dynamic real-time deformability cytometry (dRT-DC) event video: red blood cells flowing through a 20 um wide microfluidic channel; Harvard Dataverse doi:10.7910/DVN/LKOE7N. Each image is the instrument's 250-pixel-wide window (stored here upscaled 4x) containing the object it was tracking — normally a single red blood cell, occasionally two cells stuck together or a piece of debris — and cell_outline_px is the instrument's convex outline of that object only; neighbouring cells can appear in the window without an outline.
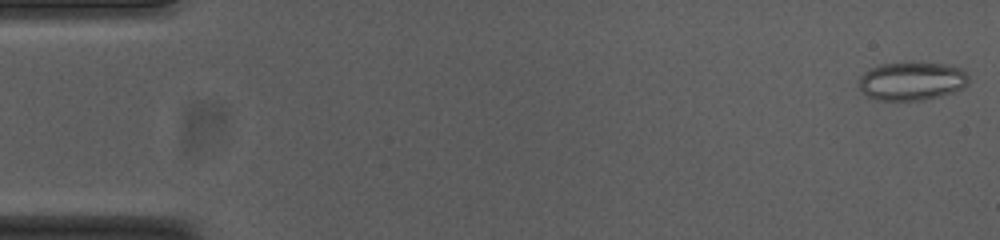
{"species": "common noctule bat (a hibernating species)", "species_latin": "Nyctalus noctula", "temperature_condition": "cold", "stored_images_in_passage": 54, "camera_frame_rate_fps": 3000, "um_per_image_px": 0.085, "animal": {"sex": "female", "body_mass_g": 23.0, "forearm_length_mm": 53.4}, "frame": {"image": 1, "passage_image": 1, "time_ms": 0.0, "image_size_px": [1000, 240], "cell_outline_px": [[968, 84], [964, 88], [952, 92], [924, 100], [876, 100], [860, 92], [860, 76], [868, 68], [880, 64], [912, 60], [944, 64], [960, 68], [968, 76]], "centroid_in_image_um": [77.47, 6.86], "position_along_channel_um": 7.5, "area_um2": 25.14}}
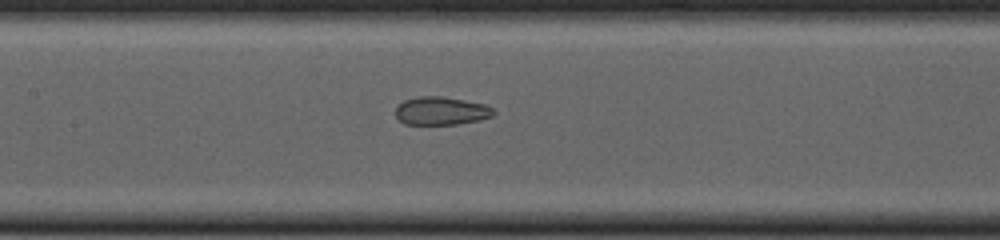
{"frame": {"image": 2, "passage_image": 25, "time_ms": 8.0, "image_size_px": [1000, 240], "cell_outline_px": [[496, 112], [492, 116], [480, 120], [456, 124], [404, 124], [396, 116], [396, 108], [404, 100], [420, 96], [444, 96], [484, 104], [492, 108]], "centroid_in_image_um": [37.51, 9.42], "position_along_channel_um": 169.9, "area_um2": 16.01}}
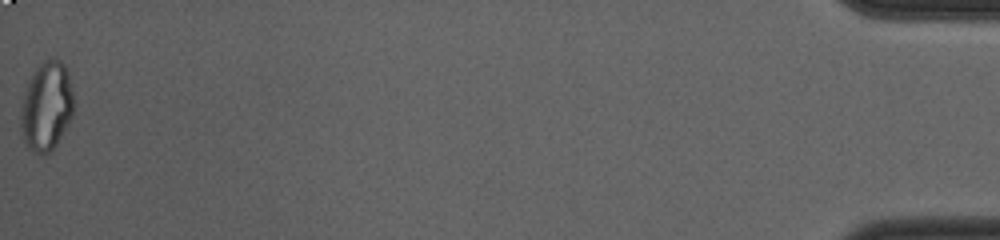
{"frame": {"image": 3, "passage_image": 54, "time_ms": 17.667, "image_size_px": [1000, 240], "cell_outline_px": [[72, 116], [68, 124], [56, 144], [48, 152], [36, 152], [28, 148], [24, 140], [20, 128], [20, 116], [24, 92], [28, 80], [36, 68], [48, 56], [56, 56], [64, 64], [68, 76], [72, 92]], "centroid_in_image_um": [3.93, 8.97], "position_along_channel_um": 431.3, "area_um2": 27.22}, "authors_computed_cell_mechanics": {"area_um2": 21.2993, "velocity_mm_per_s": 3.7615, "shape_relaxation_time_tau1_ms": null, "shape_relaxation_time_tau2_ms": 1.7895, "deformation_change_tau1": null, "deformation_change_tau2": 0.0744}}